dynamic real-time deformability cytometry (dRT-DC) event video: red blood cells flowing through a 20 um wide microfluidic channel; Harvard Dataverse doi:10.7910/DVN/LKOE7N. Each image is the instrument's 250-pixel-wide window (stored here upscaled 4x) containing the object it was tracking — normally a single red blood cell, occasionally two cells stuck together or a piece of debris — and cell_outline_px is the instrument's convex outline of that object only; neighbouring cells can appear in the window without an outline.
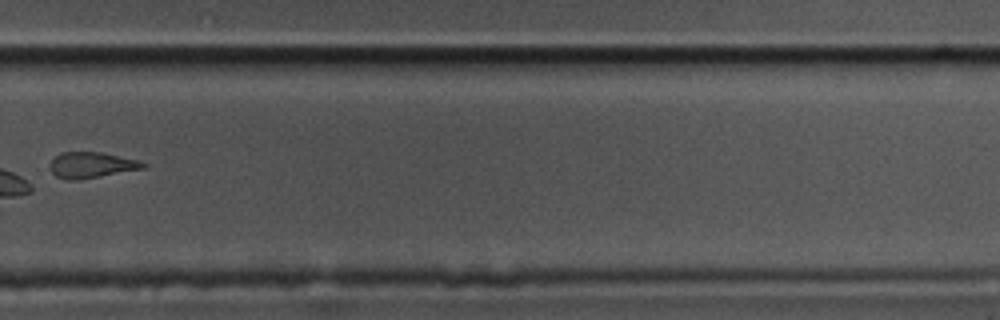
{"species": "common noctule bat (a hibernating species)", "species_latin": "Nyctalus noctula", "temperature_condition": "cold", "stored_images_in_passage": 10, "segment_of_instrument_passage": [1, 2], "camera_frame_rate_fps": 3000, "um_per_image_px": 0.085, "animal": {"sex": "male", "body_mass_g": 17.5, "forearm_length_mm": 52.3}, "frame": {"image": 1, "passage_image": 9, "time_ms": 2.667, "image_size_px": [1000, 320], "cell_outline_px": [[148, 164], [144, 168], [100, 176], [76, 180], [68, 180], [56, 176], [52, 172], [48, 164], [60, 152], [100, 152], [140, 160]], "centroid_in_image_um": [7.77, 14.02], "position_along_channel_um": 322.0, "area_um2": 13.99}}